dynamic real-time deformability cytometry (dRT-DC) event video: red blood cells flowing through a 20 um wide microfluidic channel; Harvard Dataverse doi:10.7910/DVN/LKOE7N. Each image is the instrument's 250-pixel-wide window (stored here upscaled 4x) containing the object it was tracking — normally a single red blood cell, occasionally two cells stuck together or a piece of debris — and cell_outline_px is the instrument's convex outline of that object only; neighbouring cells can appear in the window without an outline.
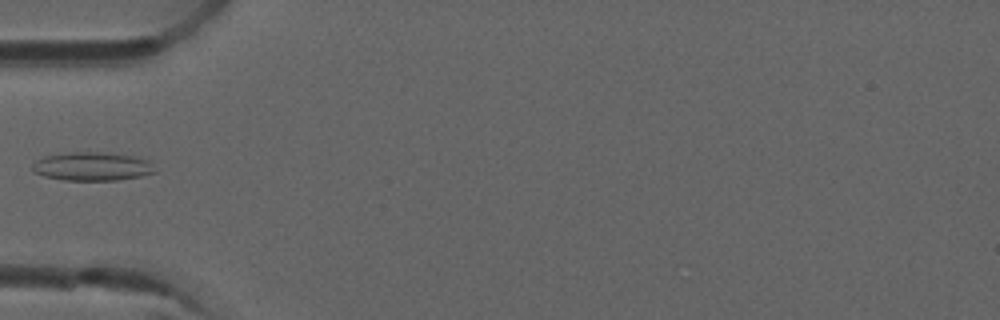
{"species": "common noctule bat (a hibernating species)", "species_latin": "Nyctalus noctula", "temperature_condition": "room temperature", "stored_images_in_passage": 5, "camera_frame_rate_fps": 3000, "um_per_image_px": 0.085, "animal": {"sex": "male", "forearm_length_mm": 52.5}, "frame": {"image": 1, "passage_image": 3, "time_ms": 0.667, "image_size_px": [1000, 320], "cell_outline_px": [[156, 172], [140, 176], [116, 180], [64, 180], [44, 176], [32, 172], [32, 164], [36, 160], [44, 156], [68, 152], [108, 152], [132, 156], [148, 160]], "centroid_in_image_um": [7.79, 14.14], "position_along_channel_um": 77.2, "area_um2": 20.4}}
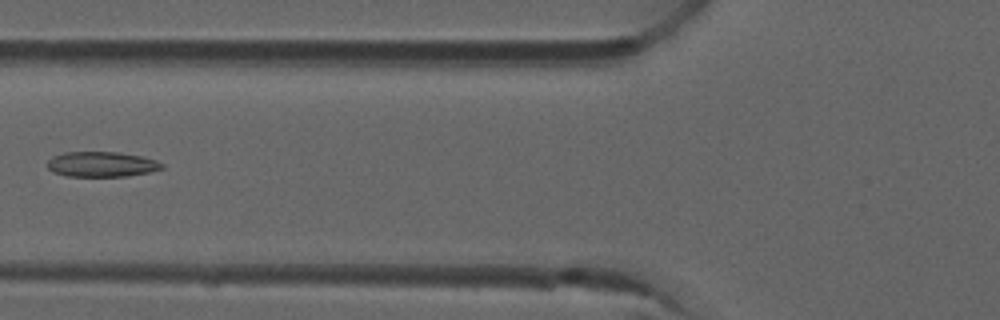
{"frame": {"image": 2, "passage_image": 4, "time_ms": 1.0, "image_size_px": [1000, 320], "cell_outline_px": [[164, 168], [148, 172], [128, 176], [68, 176], [52, 172], [48, 168], [48, 160], [52, 156], [64, 152], [120, 152], [140, 156], [156, 160], [164, 164]], "centroid_in_image_um": [8.63, 13.96], "position_along_channel_um": 117.2, "area_um2": 16.82}}
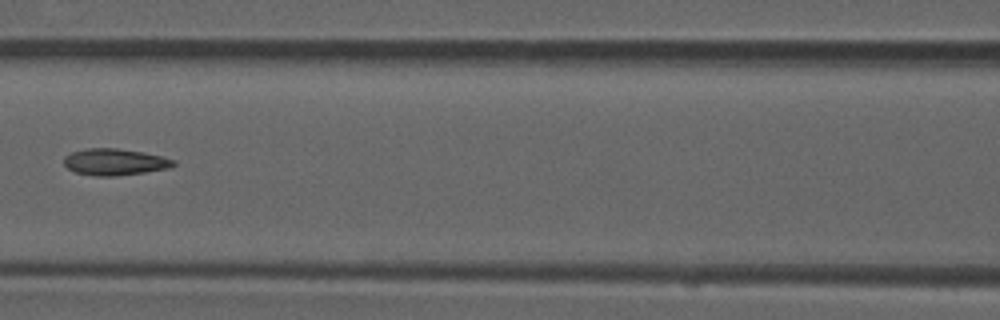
{"frame": {"image": 3, "passage_image": 5, "time_ms": 1.333, "image_size_px": [1000, 320], "cell_outline_px": [[176, 164], [168, 168], [144, 172], [116, 176], [96, 176], [76, 172], [68, 168], [64, 164], [64, 156], [72, 152], [88, 148], [116, 148], [164, 156], [176, 160]], "centroid_in_image_um": [9.77, 13.76], "position_along_channel_um": 156.8, "area_um2": 16.88}}